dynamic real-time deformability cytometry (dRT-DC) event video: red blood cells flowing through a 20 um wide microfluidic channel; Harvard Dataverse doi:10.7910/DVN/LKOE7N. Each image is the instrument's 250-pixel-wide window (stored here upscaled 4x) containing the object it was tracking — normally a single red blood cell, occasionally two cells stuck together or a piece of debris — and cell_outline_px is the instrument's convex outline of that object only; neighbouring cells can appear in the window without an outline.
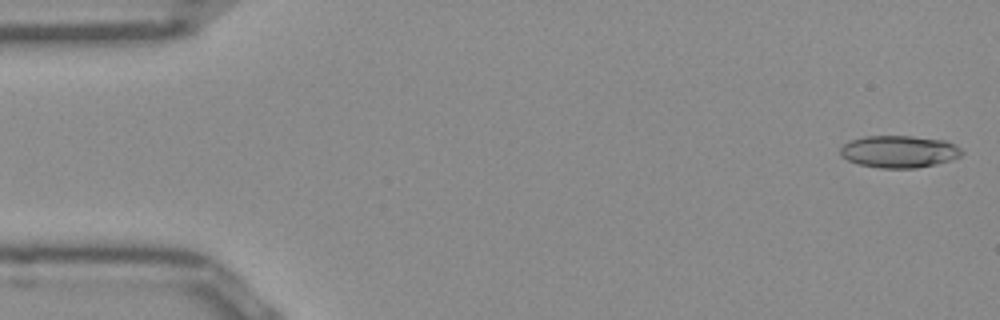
{"species": "Egyptian fruit bat (a non-hibernating species)", "species_latin": "Rousettus aegyptiacus", "temperature_condition": "room temperature", "stored_images_in_passage": 50, "camera_frame_rate_fps": 3000, "um_per_image_px": 0.085, "frame": {"image": 1, "passage_image": 1, "time_ms": 0.0, "image_size_px": [1000, 320], "cell_outline_px": [[964, 152], [960, 156], [952, 160], [936, 164], [916, 168], [880, 168], [860, 164], [848, 160], [840, 156], [840, 148], [844, 144], [852, 140], [864, 136], [912, 136], [944, 140], [956, 144]], "centroid_in_image_um": [76.45, 12.88], "position_along_channel_um": 8.6, "area_um2": 22.83}}
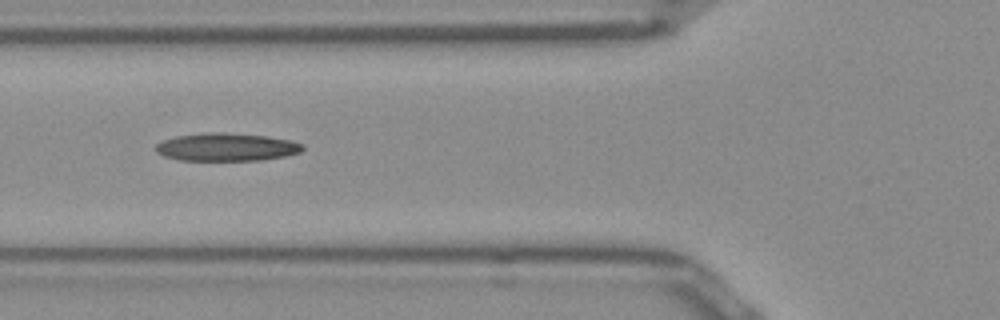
{"frame": {"image": 2, "passage_image": 18, "time_ms": 5.667, "image_size_px": [1000, 320], "cell_outline_px": [[304, 148], [300, 152], [284, 156], [260, 160], [180, 160], [164, 156], [156, 152], [156, 144], [164, 140], [176, 136], [204, 132], [224, 132], [268, 136], [288, 140], [304, 144]], "centroid_in_image_um": [19.24, 12.49], "position_along_channel_um": 106.6, "area_um2": 23.87}}
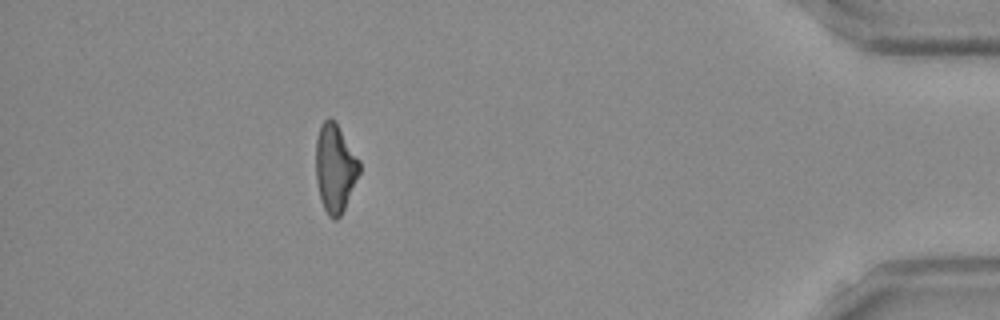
{"frame": {"image": 3, "passage_image": 45, "time_ms": 14.667, "image_size_px": [1000, 320], "cell_outline_px": [[360, 172], [344, 208], [340, 216], [336, 220], [332, 220], [328, 216], [320, 200], [316, 180], [316, 136], [320, 124], [328, 116], [336, 120], [360, 160]], "centroid_in_image_um": [28.47, 14.24], "position_along_channel_um": 406.7, "area_um2": 22.77}}